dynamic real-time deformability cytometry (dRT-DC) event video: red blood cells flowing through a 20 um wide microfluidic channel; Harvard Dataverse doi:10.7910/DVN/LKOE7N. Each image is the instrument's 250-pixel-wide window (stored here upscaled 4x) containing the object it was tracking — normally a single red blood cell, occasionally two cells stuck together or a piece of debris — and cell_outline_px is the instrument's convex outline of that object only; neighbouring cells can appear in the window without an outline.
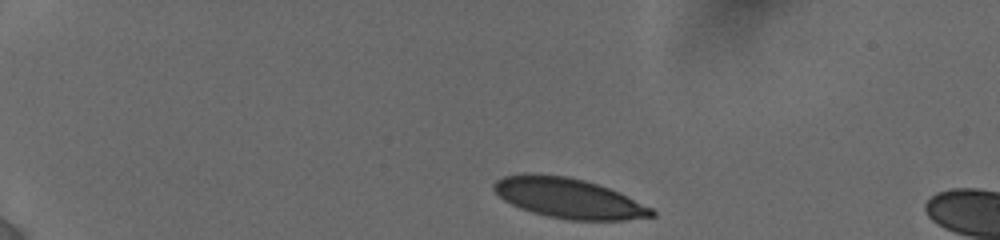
{"species": "human", "species_latin": "Homo sapiens", "temperature_condition": "cold", "stored_images_in_passage": 6, "camera_frame_rate_fps": 3000, "um_per_image_px": 0.085, "donor": {"sex": "female"}, "frame": {"image": 1, "passage_image": 1, "time_ms": 0.0, "image_size_px": [1000, 240], "cell_outline_px": [[656, 216], [624, 220], [572, 220], [548, 216], [532, 212], [520, 208], [504, 200], [492, 188], [492, 184], [496, 180], [504, 176], [520, 172], [536, 172], [568, 176], [584, 180], [620, 192], [652, 208], [656, 212]], "centroid_in_image_um": [48.3, 16.82], "position_along_channel_um": 36.7, "area_um2": 37.17}}